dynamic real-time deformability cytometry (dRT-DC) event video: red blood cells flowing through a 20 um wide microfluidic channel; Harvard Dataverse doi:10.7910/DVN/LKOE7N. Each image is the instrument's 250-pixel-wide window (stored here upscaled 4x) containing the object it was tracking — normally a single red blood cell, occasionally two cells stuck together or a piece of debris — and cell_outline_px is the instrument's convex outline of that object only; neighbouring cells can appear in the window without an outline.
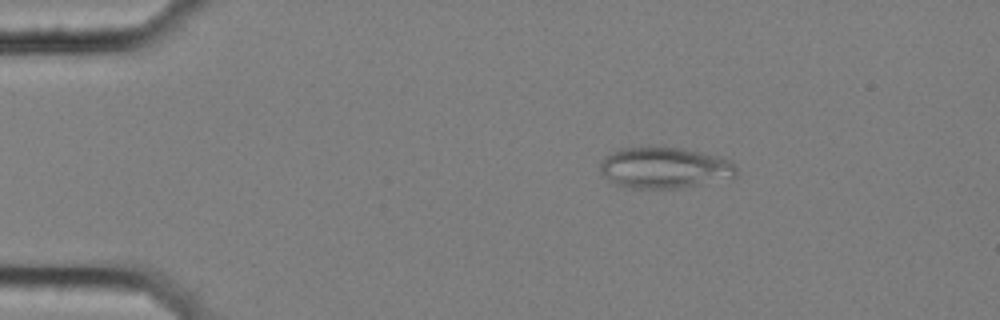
{"species": "common noctule bat (a hibernating species)", "species_latin": "Nyctalus noctula", "temperature_condition": "cold", "stored_images_in_passage": 7, "camera_frame_rate_fps": 3000, "um_per_image_px": 0.085, "animal": {"sex": "female", "body_mass_g": 25.1}, "frame": {"image": 1, "passage_image": 1, "time_ms": 0.0, "image_size_px": [1000, 320], "cell_outline_px": [[736, 176], [732, 180], [680, 188], [632, 188], [616, 184], [608, 180], [600, 172], [600, 164], [604, 156], [620, 148], [684, 148], [720, 156], [732, 160], [736, 168]], "centroid_in_image_um": [56.56, 14.28], "position_along_channel_um": 28.4, "area_um2": 33.06}}